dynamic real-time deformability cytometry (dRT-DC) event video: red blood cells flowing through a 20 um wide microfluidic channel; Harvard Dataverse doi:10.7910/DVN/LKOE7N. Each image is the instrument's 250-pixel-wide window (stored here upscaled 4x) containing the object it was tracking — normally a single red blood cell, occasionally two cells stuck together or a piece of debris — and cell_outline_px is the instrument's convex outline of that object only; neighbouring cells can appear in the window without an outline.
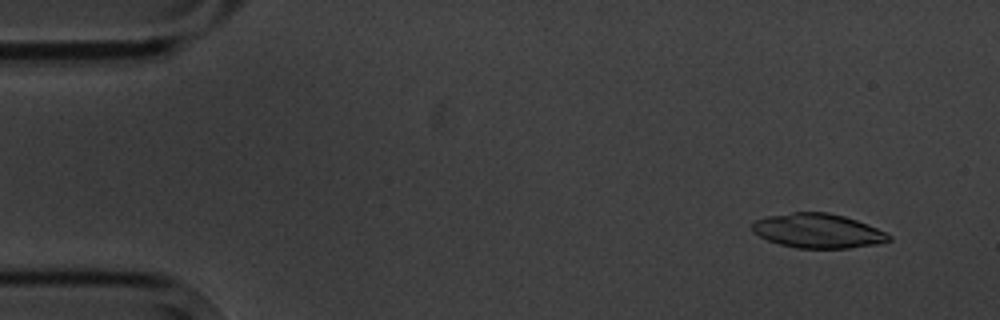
{"species": "common noctule bat (a hibernating species)", "species_latin": "Nyctalus noctula", "temperature_condition": "cold", "stored_images_in_passage": 5, "camera_frame_rate_fps": 3000, "um_per_image_px": 0.085, "animal": {"sex": "male", "body_mass_g": 20.1, "forearm_length_mm": 53.5}, "frame": {"image": 1, "passage_image": 2, "time_ms": 1.0, "image_size_px": [1000, 320], "cell_outline_px": [[892, 240], [876, 244], [848, 248], [796, 248], [780, 244], [768, 240], [752, 232], [752, 220], [764, 216], [792, 212], [828, 212], [844, 216], [868, 224], [892, 236]], "centroid_in_image_um": [69.48, 19.61], "position_along_channel_um": 15.5, "area_um2": 27.51}}